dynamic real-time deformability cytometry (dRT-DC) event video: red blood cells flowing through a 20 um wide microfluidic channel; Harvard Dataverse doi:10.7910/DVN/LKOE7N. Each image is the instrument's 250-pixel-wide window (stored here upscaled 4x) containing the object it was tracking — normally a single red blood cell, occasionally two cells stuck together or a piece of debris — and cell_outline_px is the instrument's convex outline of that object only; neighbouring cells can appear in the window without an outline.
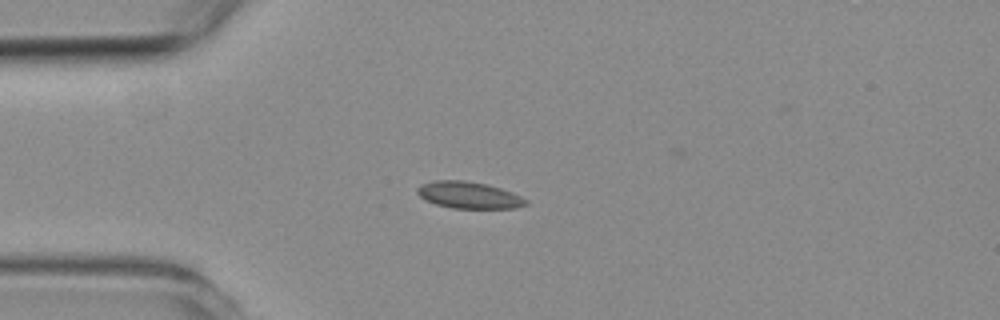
{"species": "common noctule bat (a hibernating species)", "species_latin": "Nyctalus noctula", "temperature_condition": "room temperature", "stored_images_in_passage": 3, "camera_frame_rate_fps": 3000, "um_per_image_px": 0.085, "animal": {"sex": "female", "body_mass_g": 19.3, "forearm_length_mm": 54.1}, "frame": {"image": 1, "passage_image": 3, "time_ms": 2.667, "image_size_px": [1000, 320], "cell_outline_px": [[528, 204], [516, 208], [452, 208], [436, 204], [420, 196], [416, 192], [416, 188], [420, 184], [436, 180], [464, 180], [488, 184], [512, 192], [528, 200]], "centroid_in_image_um": [39.86, 16.57], "position_along_channel_um": 45.1, "area_um2": 16.94}}